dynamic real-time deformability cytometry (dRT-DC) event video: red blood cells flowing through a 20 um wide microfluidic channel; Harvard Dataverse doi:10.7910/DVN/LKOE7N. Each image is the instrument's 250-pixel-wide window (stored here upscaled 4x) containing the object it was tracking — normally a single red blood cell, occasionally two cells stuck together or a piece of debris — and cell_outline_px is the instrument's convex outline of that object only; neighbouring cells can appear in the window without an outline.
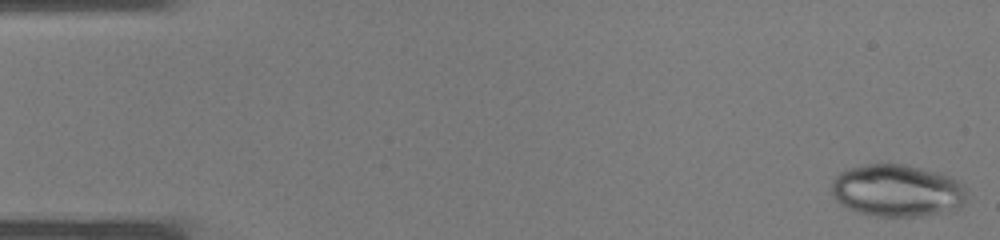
{"species": "common noctule bat (a hibernating species)", "species_latin": "Nyctalus noctula", "temperature_condition": "warm", "stored_images_in_passage": 37, "camera_frame_rate_fps": 3000, "um_per_image_px": 0.085, "animal": {"sex": "male", "body_mass_g": 19.0, "forearm_length_mm": 50.8}, "frame": {"image": 1, "passage_image": 1, "time_ms": 0.0, "image_size_px": [1000, 240], "cell_outline_px": [[968, 188], [964, 200], [960, 208], [948, 212], [920, 216], [880, 216], [860, 212], [848, 208], [840, 204], [832, 196], [832, 180], [840, 172], [848, 168], [868, 164], [908, 164], [940, 172], [964, 184]], "centroid_in_image_um": [76.29, 16.19], "position_along_channel_um": 8.7, "area_um2": 41.56}}
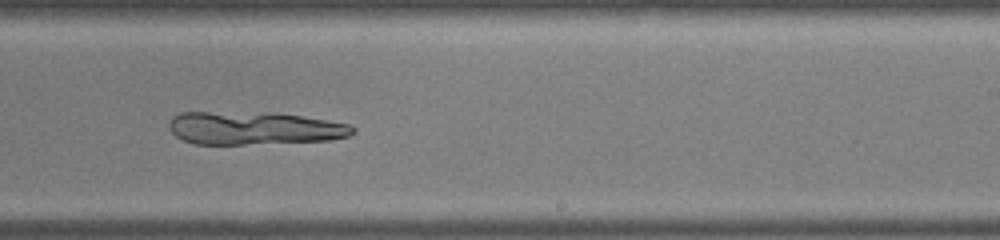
{"frame": {"image": 2, "passage_image": 23, "time_ms": 7.333, "image_size_px": [1000, 240], "cell_outline_px": [[356, 132], [348, 136], [332, 140], [244, 144], [192, 144], [176, 136], [168, 128], [168, 124], [172, 116], [180, 112], [272, 112], [300, 116], [348, 124], [356, 128]], "centroid_in_image_um": [21.56, 10.89], "position_along_channel_um": 267.4, "area_um2": 35.43}}
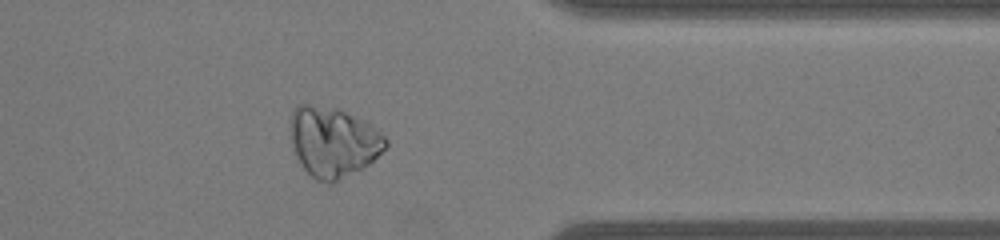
{"frame": {"image": 3, "passage_image": 30, "time_ms": 9.667, "image_size_px": [1000, 240], "cell_outline_px": [[388, 144], [364, 168], [332, 184], [328, 184], [316, 180], [300, 164], [292, 148], [288, 132], [288, 128], [292, 108], [296, 104], [308, 104], [336, 108], [368, 124], [380, 132], [388, 140]], "centroid_in_image_um": [28.24, 12.07], "position_along_channel_um": 383.2, "area_um2": 39.07}}